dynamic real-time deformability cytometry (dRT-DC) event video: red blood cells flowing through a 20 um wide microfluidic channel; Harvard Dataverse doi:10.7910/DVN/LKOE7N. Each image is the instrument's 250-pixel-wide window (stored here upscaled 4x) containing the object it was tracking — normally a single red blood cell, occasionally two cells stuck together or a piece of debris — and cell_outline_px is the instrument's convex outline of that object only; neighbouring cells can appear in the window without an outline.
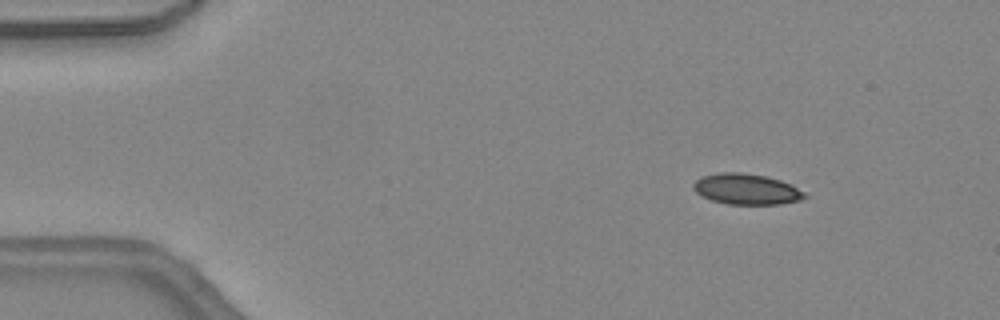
{"species": "common noctule bat (a hibernating species)", "species_latin": "Nyctalus noctula", "temperature_condition": "warm", "stored_images_in_passage": 40, "camera_frame_rate_fps": 3000, "um_per_image_px": 0.085, "animal": {"sex": "female", "body_mass_g": 24.6, "forearm_length_mm": 56.2}, "frame": {"image": 1, "passage_image": 1, "time_ms": 0.0, "image_size_px": [1000, 320], "cell_outline_px": [[808, 196], [800, 200], [780, 204], [728, 204], [712, 200], [696, 192], [692, 188], [692, 184], [700, 176], [720, 172], [740, 172], [768, 176], [792, 184], [804, 192]], "centroid_in_image_um": [63.45, 16.06], "position_along_channel_um": 21.5, "area_um2": 20.06}}
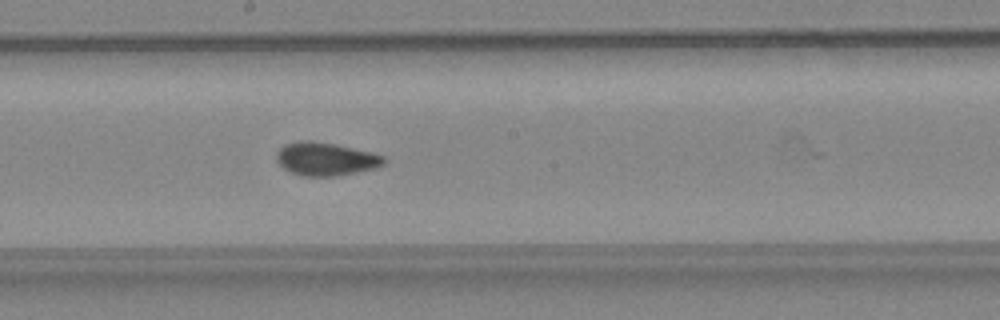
{"frame": {"image": 2, "passage_image": 20, "time_ms": 6.333, "image_size_px": [1000, 320], "cell_outline_px": [[384, 164], [376, 168], [336, 176], [304, 176], [292, 172], [284, 168], [276, 160], [276, 152], [284, 144], [300, 140], [312, 140], [336, 144], [384, 156]], "centroid_in_image_um": [27.64, 13.5], "position_along_channel_um": 220.6, "area_um2": 20.63}}
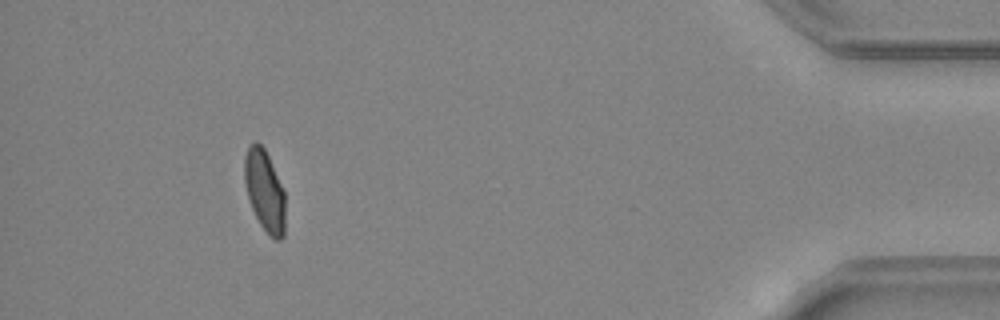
{"frame": {"image": 3, "passage_image": 37, "time_ms": 12.0, "image_size_px": [1000, 320], "cell_outline_px": [[284, 236], [280, 240], [276, 240], [260, 224], [252, 208], [248, 196], [244, 180], [244, 156], [248, 148], [256, 140], [264, 148], [268, 156], [284, 192]], "centroid_in_image_um": [22.48, 16.19], "position_along_channel_um": 412.7, "area_um2": 18.84}}